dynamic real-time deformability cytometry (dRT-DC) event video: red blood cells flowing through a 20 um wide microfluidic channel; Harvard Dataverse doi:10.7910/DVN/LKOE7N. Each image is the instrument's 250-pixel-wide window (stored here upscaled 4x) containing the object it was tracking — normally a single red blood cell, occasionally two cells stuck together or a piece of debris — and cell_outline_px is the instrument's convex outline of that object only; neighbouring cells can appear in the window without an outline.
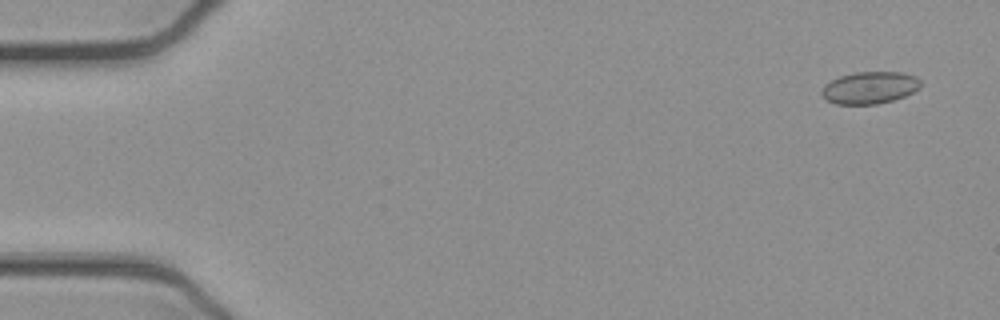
{"species": "common noctule bat (a hibernating species)", "species_latin": "Nyctalus noctula", "temperature_condition": "cold", "stored_images_in_passage": 17, "camera_frame_rate_fps": 3000, "um_per_image_px": 0.085, "animal": {"sex": "female", "body_mass_g": 21.9}, "frame": {"image": 1, "passage_image": 3, "time_ms": 0.667, "image_size_px": [1000, 320], "cell_outline_px": [[920, 88], [904, 96], [892, 100], [876, 104], [836, 104], [828, 100], [820, 92], [824, 84], [840, 76], [856, 72], [900, 72], [916, 76], [920, 80]], "centroid_in_image_um": [73.92, 7.45], "position_along_channel_um": 11.1, "area_um2": 18.38}}
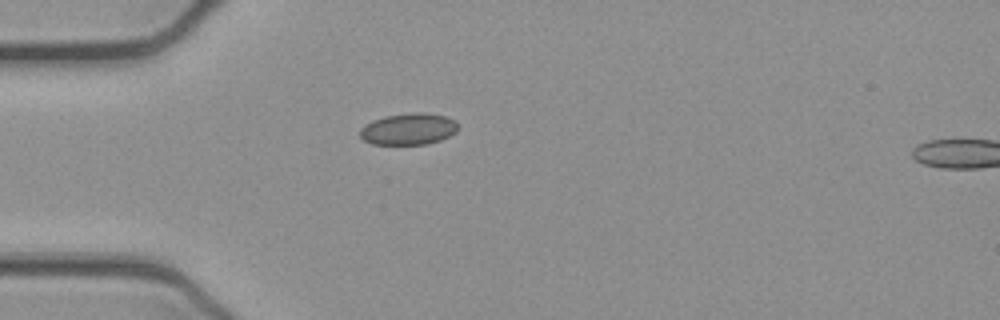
{"frame": {"image": 2, "passage_image": 15, "time_ms": 4.667, "image_size_px": [1000, 320], "cell_outline_px": [[460, 124], [456, 132], [440, 140], [428, 144], [372, 144], [364, 140], [360, 136], [360, 128], [364, 124], [372, 120], [384, 116], [412, 112], [424, 112], [444, 116], [456, 120]], "centroid_in_image_um": [34.73, 10.95], "position_along_channel_um": 50.3, "area_um2": 18.26}}